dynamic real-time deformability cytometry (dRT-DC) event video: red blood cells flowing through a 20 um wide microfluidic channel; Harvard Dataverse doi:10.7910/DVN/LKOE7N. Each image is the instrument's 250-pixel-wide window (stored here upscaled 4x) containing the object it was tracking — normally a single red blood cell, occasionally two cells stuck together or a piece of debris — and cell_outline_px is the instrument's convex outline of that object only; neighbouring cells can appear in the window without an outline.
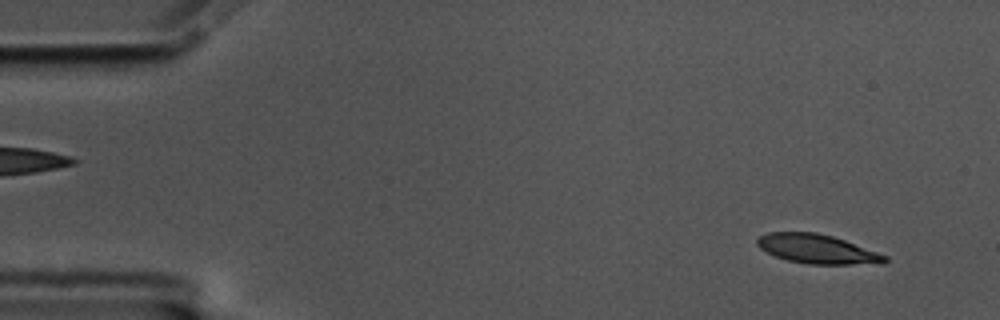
{"species": "common noctule bat (a hibernating species)", "species_latin": "Nyctalus noctula", "temperature_condition": "cold", "stored_images_in_passage": 54, "camera_frame_rate_fps": 3000, "um_per_image_px": 0.085, "animal": {"sex": "male", "body_mass_g": 17.5, "forearm_length_mm": 52.3}, "frame": {"image": 1, "passage_image": 1, "time_ms": 0.0, "image_size_px": [1000, 320], "cell_outline_px": [[888, 260], [884, 264], [808, 264], [788, 260], [776, 256], [760, 248], [756, 244], [756, 240], [760, 236], [768, 232], [816, 232], [832, 236], [844, 240], [888, 256]], "centroid_in_image_um": [69.48, 21.17], "position_along_channel_um": 15.5, "area_um2": 21.62}}
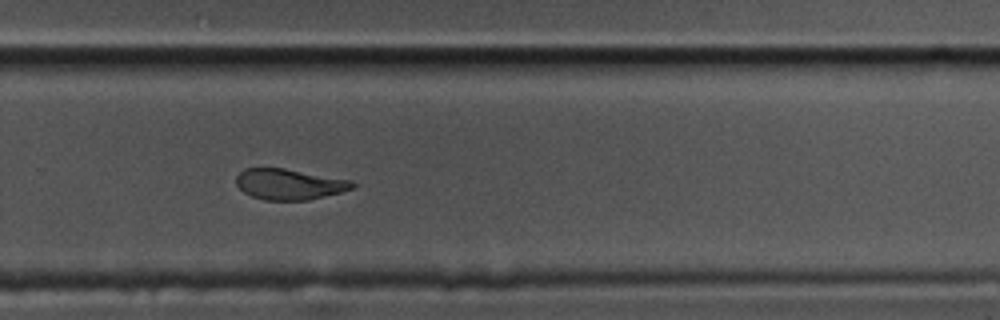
{"frame": {"image": 2, "passage_image": 35, "time_ms": 11.333, "image_size_px": [1000, 320], "cell_outline_px": [[356, 184], [352, 188], [340, 192], [308, 200], [264, 200], [252, 196], [244, 192], [236, 184], [236, 176], [244, 168], [284, 168], [352, 180]], "centroid_in_image_um": [24.57, 15.65], "position_along_channel_um": 305.2, "area_um2": 20.75}}
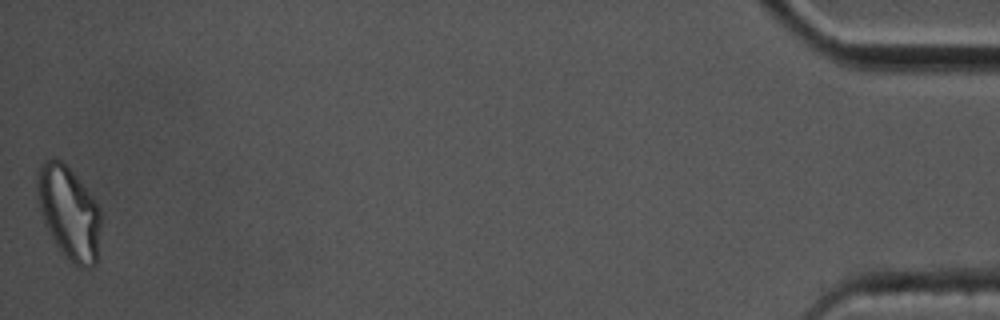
{"frame": {"image": 3, "passage_image": 54, "time_ms": 17.667, "image_size_px": [1000, 320], "cell_outline_px": [[100, 228], [96, 264], [92, 268], [84, 268], [76, 264], [56, 244], [44, 224], [36, 196], [36, 172], [40, 164], [44, 160], [52, 156], [56, 156], [76, 176], [96, 200], [100, 208]], "centroid_in_image_um": [5.83, 18.01], "position_along_channel_um": 429.4, "area_um2": 34.56}, "authors_computed_cell_mechanics": {"area_um2": 22.6287, "velocity_mm_per_s": 3.4634, "shape_relaxation_time_tau1_ms": 5.3685, "shape_relaxation_time_tau2_ms": 4.3953, "deformation_change_tau1": 0.163, "deformation_change_tau2": 0.1005}}